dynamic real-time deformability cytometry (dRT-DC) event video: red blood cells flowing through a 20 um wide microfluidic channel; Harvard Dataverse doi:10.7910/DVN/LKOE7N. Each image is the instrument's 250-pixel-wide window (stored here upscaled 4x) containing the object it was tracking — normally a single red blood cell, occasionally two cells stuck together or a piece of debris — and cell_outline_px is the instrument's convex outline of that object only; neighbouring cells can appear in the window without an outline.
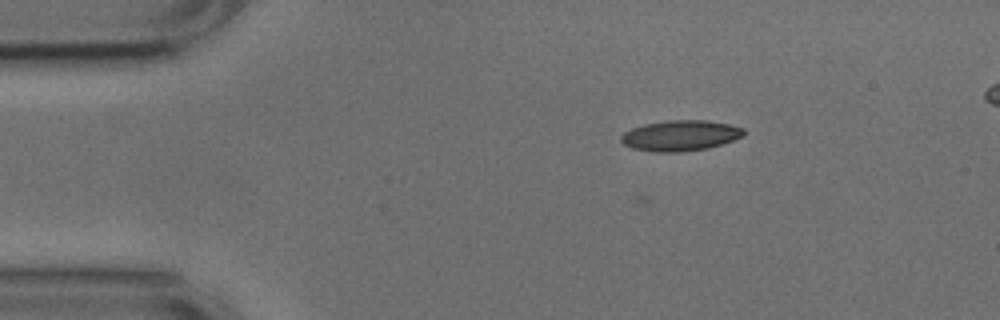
{"species": "common noctule bat (a hibernating species)", "species_latin": "Nyctalus noctula", "temperature_condition": "cold", "stored_images_in_passage": 7, "camera_frame_rate_fps": 3000, "um_per_image_px": 0.085, "animal": {"sex": "male", "body_mass_g": 17.9, "forearm_length_mm": 54.2}, "frame": {"image": 1, "passage_image": 1, "time_ms": 0.0, "image_size_px": [1000, 320], "cell_outline_px": [[744, 136], [708, 148], [684, 152], [656, 152], [632, 148], [624, 144], [620, 140], [620, 136], [624, 132], [632, 128], [644, 124], [668, 120], [708, 120], [728, 124], [744, 128]], "centroid_in_image_um": [57.82, 11.52], "position_along_channel_um": 27.2, "area_um2": 21.91}}